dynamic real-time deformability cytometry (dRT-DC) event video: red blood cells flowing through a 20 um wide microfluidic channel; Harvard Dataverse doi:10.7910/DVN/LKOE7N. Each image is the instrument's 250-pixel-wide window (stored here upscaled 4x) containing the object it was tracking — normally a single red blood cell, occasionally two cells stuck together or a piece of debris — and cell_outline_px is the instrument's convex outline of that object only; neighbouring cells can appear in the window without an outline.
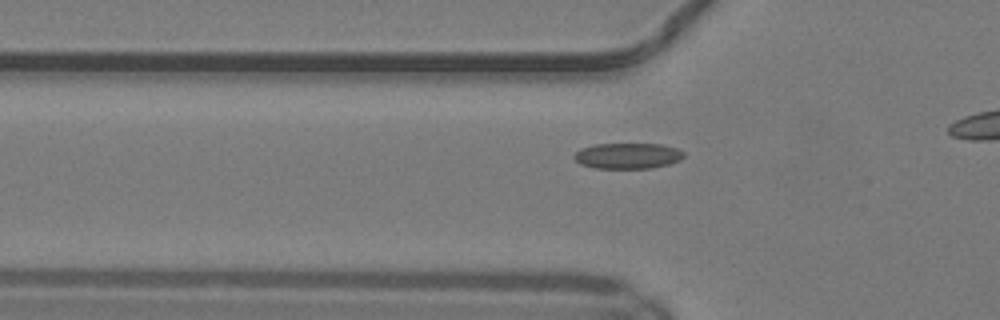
{"species": "common noctule bat (a hibernating species)", "species_latin": "Nyctalus noctula", "temperature_condition": "warm", "stored_images_in_passage": 30, "camera_frame_rate_fps": 3000, "um_per_image_px": 0.085, "animal": {"sex": "male", "body_mass_g": 19.2, "forearm_length_mm": 51.8}, "frame": {"image": 1, "passage_image": 4, "time_ms": 1.0, "image_size_px": [1000, 320], "cell_outline_px": [[684, 156], [680, 160], [668, 164], [652, 168], [592, 168], [580, 164], [572, 156], [580, 148], [596, 144], [660, 144], [676, 148], [684, 152]], "centroid_in_image_um": [53.33, 13.24], "position_along_channel_um": 72.5, "area_um2": 16.47}}
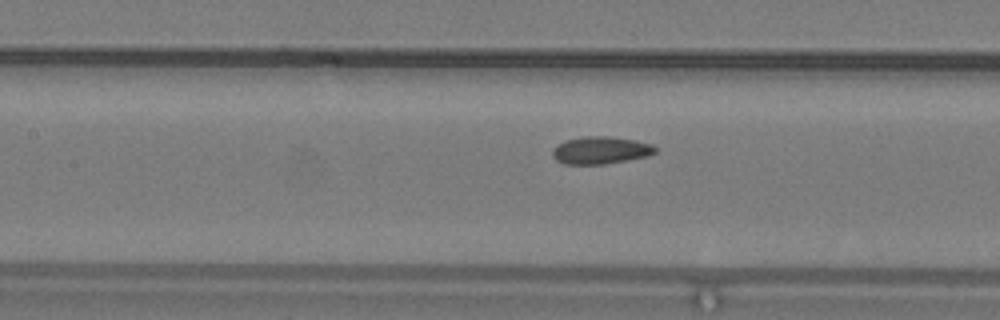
{"frame": {"image": 2, "passage_image": 10, "time_ms": 3.0, "image_size_px": [1000, 320], "cell_outline_px": [[656, 152], [648, 156], [604, 164], [564, 164], [556, 160], [552, 156], [552, 148], [556, 144], [564, 140], [584, 136], [612, 136], [636, 140], [652, 144], [656, 148]], "centroid_in_image_um": [51.02, 12.76], "position_along_channel_um": 156.4, "area_um2": 16.65}}
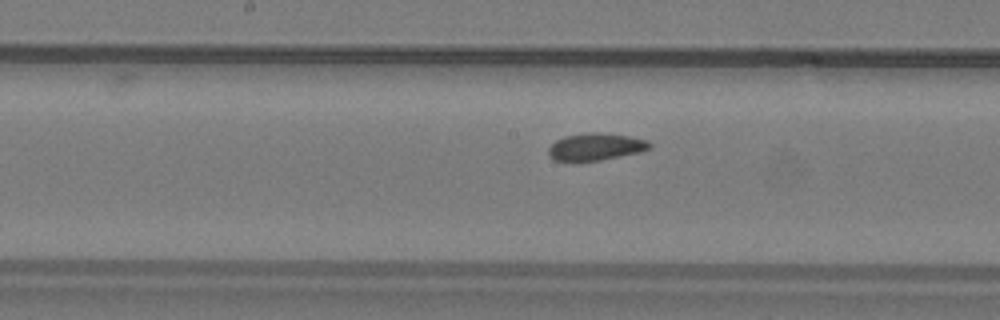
{"frame": {"image": 3, "passage_image": 13, "time_ms": 4.0, "image_size_px": [1000, 320], "cell_outline_px": [[652, 148], [640, 152], [600, 160], [556, 160], [548, 156], [548, 148], [556, 140], [564, 136], [588, 132], [600, 132], [628, 136], [648, 140], [652, 144]], "centroid_in_image_um": [50.66, 12.45], "position_along_channel_um": 197.5, "area_um2": 15.95}, "authors_computed_cell_mechanics": {"area_um2": 16.3863, "velocity_mm_per_s": 4.1596, "shape_relaxation_time_tau1_ms": 5.2424, "shape_relaxation_time_tau2_ms": 1.8799, "deformation_change_tau1": 0.0882, "deformation_change_tau2": 0.0684}}